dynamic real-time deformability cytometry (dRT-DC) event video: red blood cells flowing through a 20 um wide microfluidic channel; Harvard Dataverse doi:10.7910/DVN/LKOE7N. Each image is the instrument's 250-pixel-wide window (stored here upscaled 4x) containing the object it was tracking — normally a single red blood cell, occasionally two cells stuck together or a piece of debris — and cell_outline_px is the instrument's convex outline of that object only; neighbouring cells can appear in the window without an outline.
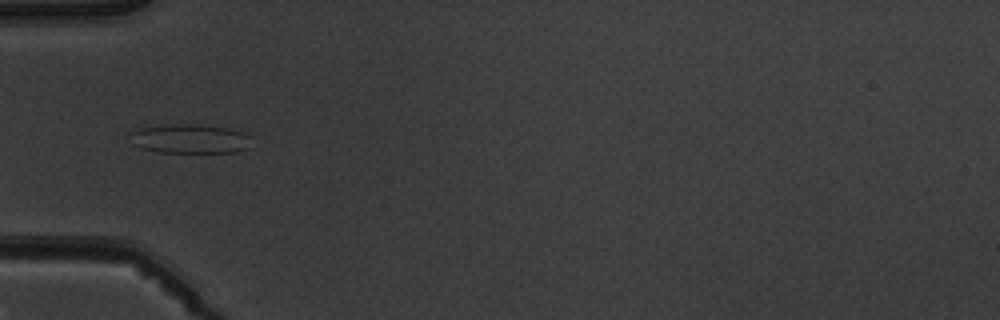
{"species": "common noctule bat (a hibernating species)", "species_latin": "Nyctalus noctula", "temperature_condition": "warm", "stored_images_in_passage": 5, "camera_frame_rate_fps": 3000, "um_per_image_px": 0.085, "animal": {"sex": "male", "body_mass_g": 19.5, "forearm_length_mm": 54.6}, "frame": {"image": 1, "passage_image": 5, "time_ms": 5.333, "image_size_px": [1000, 320], "cell_outline_px": [[252, 148], [236, 152], [156, 152], [140, 148], [132, 144], [132, 132], [140, 128], [168, 124], [200, 124], [228, 128], [252, 136]], "centroid_in_image_um": [16.22, 11.8], "position_along_channel_um": 68.8, "area_um2": 20.92}}